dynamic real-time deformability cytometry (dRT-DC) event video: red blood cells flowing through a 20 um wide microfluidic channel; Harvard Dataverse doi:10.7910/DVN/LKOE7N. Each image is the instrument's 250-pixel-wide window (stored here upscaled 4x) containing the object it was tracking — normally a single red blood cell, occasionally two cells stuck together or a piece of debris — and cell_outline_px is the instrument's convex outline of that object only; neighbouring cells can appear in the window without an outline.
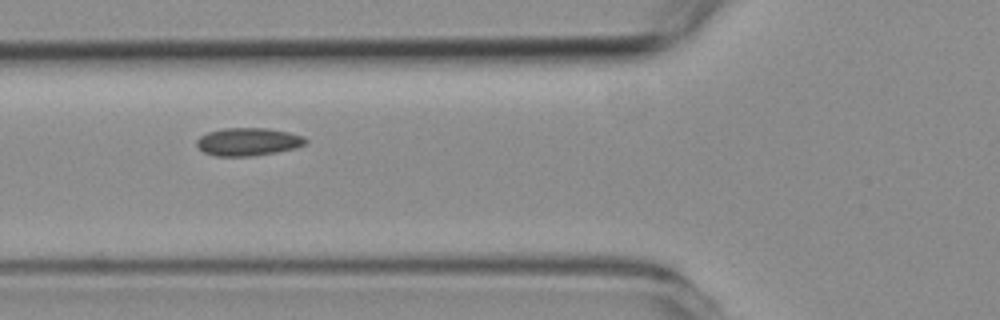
{"species": "common noctule bat (a hibernating species)", "species_latin": "Nyctalus noctula", "temperature_condition": "room temperature", "stored_images_in_passage": 6, "camera_frame_rate_fps": 3000, "um_per_image_px": 0.085, "animal": {"sex": "female", "body_mass_g": 19.3, "forearm_length_mm": 54.1}, "frame": {"image": 1, "passage_image": 2, "time_ms": 1.0, "image_size_px": [1000, 320], "cell_outline_px": [[308, 140], [304, 144], [296, 148], [276, 152], [248, 156], [216, 156], [204, 152], [196, 144], [196, 140], [200, 136], [208, 132], [224, 128], [268, 128], [288, 132], [304, 136]], "centroid_in_image_um": [21.09, 12.04], "position_along_channel_um": 104.7, "area_um2": 17.63}}
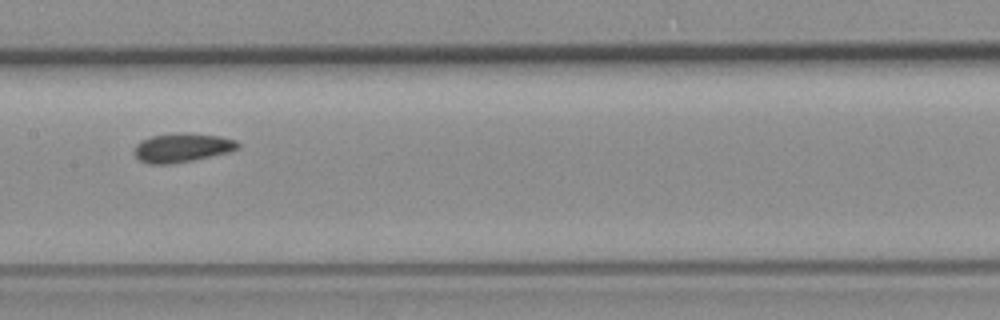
{"frame": {"image": 2, "passage_image": 4, "time_ms": 3.333, "image_size_px": [1000, 320], "cell_outline_px": [[240, 148], [228, 152], [192, 160], [172, 164], [148, 164], [140, 160], [136, 156], [136, 144], [140, 140], [152, 136], [176, 132], [184, 132], [220, 136], [236, 140], [240, 144]], "centroid_in_image_um": [15.49, 12.54], "position_along_channel_um": 191.9, "area_um2": 17.51}}
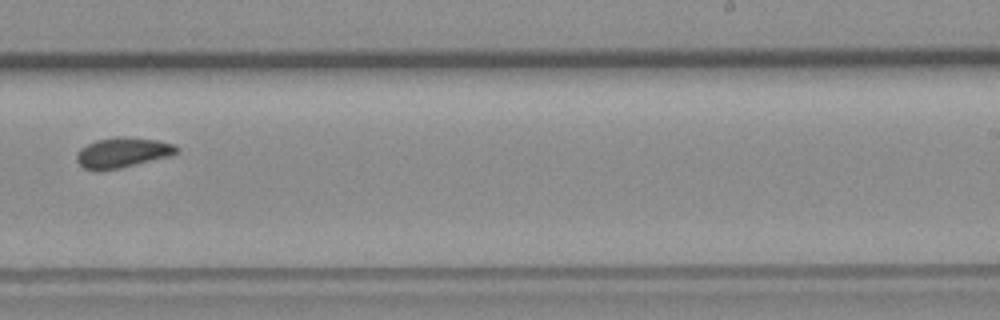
{"frame": {"image": 3, "passage_image": 6, "time_ms": 5.667, "image_size_px": [1000, 320], "cell_outline_px": [[180, 148], [176, 152], [168, 156], [120, 168], [100, 172], [96, 172], [84, 168], [76, 160], [76, 152], [80, 148], [96, 140], [120, 136], [156, 140], [172, 144]], "centroid_in_image_um": [10.34, 12.99], "position_along_channel_um": 278.7, "area_um2": 17.51}}